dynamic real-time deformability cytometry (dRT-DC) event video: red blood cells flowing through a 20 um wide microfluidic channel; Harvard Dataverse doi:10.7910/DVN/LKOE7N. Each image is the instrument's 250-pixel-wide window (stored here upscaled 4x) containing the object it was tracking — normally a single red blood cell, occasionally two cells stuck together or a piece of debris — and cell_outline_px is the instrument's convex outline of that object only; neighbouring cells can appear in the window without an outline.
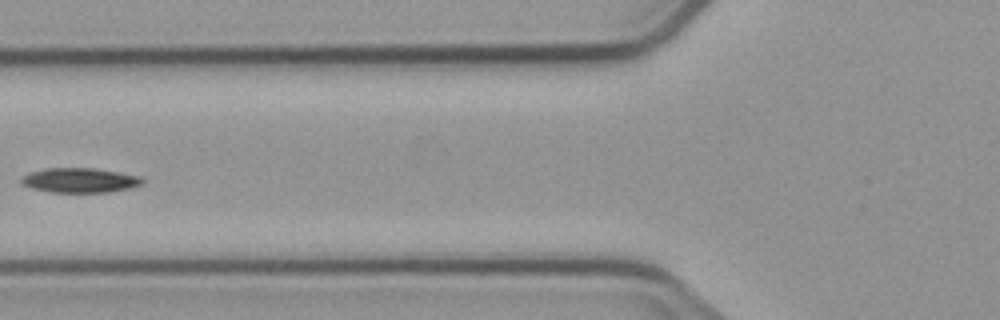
{"species": "common noctule bat (a hibernating species)", "species_latin": "Nyctalus noctula", "temperature_condition": "cold", "stored_images_in_passage": 5, "camera_frame_rate_fps": 3000, "um_per_image_px": 0.085, "animal": {"sex": "male", "body_mass_g": 23.1, "forearm_length_mm": 52.7}, "frame": {"image": 1, "passage_image": 5, "time_ms": 5.0, "image_size_px": [1000, 320], "cell_outline_px": [[144, 184], [132, 188], [108, 192], [48, 192], [32, 188], [20, 184], [20, 180], [24, 176], [32, 172], [48, 168], [92, 168], [140, 176], [144, 180]], "centroid_in_image_um": [6.81, 15.33], "position_along_channel_um": 119.0, "area_um2": 17.34}}